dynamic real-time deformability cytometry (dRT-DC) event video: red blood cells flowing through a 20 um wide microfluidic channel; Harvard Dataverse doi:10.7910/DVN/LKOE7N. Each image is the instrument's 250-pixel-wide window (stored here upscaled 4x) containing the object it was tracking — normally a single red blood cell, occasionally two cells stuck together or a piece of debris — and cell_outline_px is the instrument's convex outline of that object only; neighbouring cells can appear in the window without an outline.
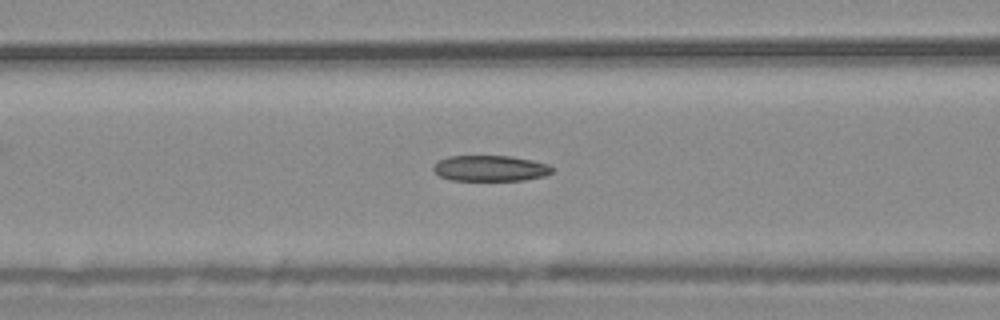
{"species": "common noctule bat (a hibernating species)", "species_latin": "Nyctalus noctula", "temperature_condition": "warm", "stored_images_in_passage": 50, "camera_frame_rate_fps": 3000, "um_per_image_px": 0.085, "animal": {"sex": "male", "body_mass_g": 20.4}, "frame": {"image": 1, "passage_image": 17, "time_ms": 5.333, "image_size_px": [1000, 320], "cell_outline_px": [[552, 172], [544, 176], [524, 180], [452, 180], [440, 176], [432, 168], [440, 160], [448, 156], [508, 156], [532, 160], [548, 164], [552, 168]], "centroid_in_image_um": [41.68, 14.3], "position_along_channel_um": 124.9, "area_um2": 17.63}}
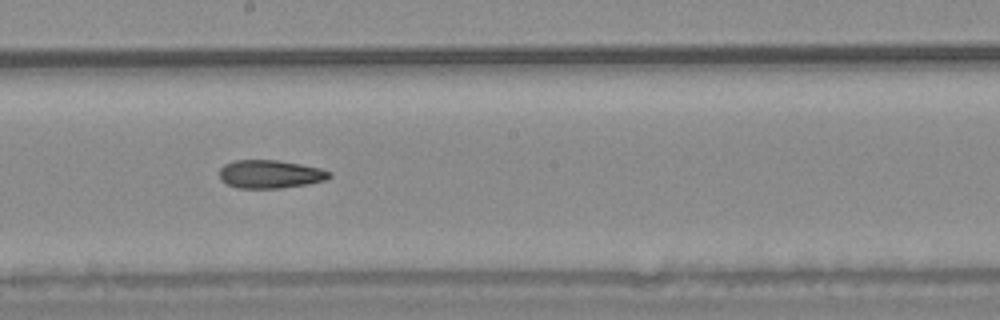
{"frame": {"image": 2, "passage_image": 25, "time_ms": 8.0, "image_size_px": [1000, 320], "cell_outline_px": [[332, 176], [324, 180], [308, 184], [280, 188], [236, 188], [220, 180], [220, 168], [224, 164], [236, 160], [276, 160], [300, 164], [320, 168], [332, 172]], "centroid_in_image_um": [22.96, 14.8], "position_along_channel_um": 225.2, "area_um2": 18.09}}
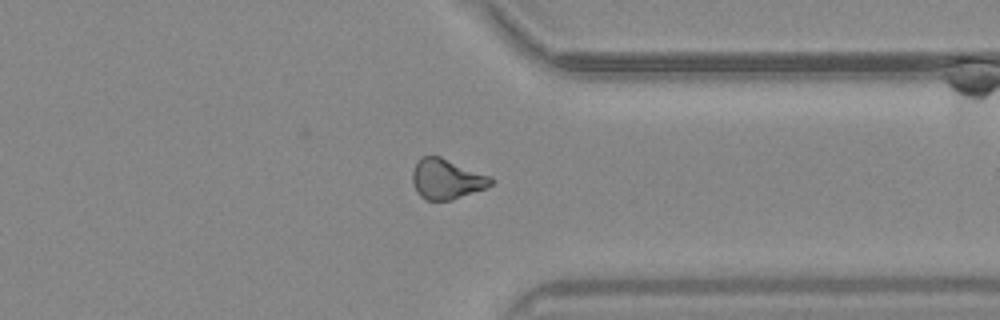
{"frame": {"image": 3, "passage_image": 37, "time_ms": 12.0, "image_size_px": [1000, 320], "cell_outline_px": [[492, 184], [488, 188], [452, 200], [424, 200], [416, 192], [412, 180], [412, 172], [420, 156], [440, 156], [492, 176]], "centroid_in_image_um": [37.97, 15.23], "position_along_channel_um": 373.4, "area_um2": 18.61}}